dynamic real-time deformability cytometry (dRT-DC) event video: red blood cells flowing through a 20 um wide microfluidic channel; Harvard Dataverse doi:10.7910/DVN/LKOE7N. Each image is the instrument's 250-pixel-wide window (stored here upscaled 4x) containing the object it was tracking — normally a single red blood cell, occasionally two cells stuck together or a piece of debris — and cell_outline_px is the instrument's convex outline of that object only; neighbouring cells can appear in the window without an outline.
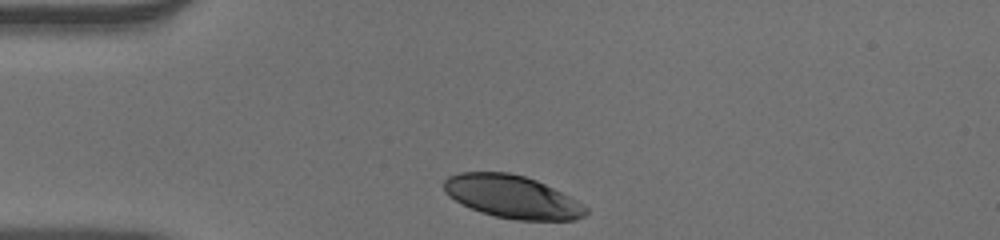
{"species": "human", "species_latin": "Homo sapiens", "temperature_condition": "warm", "stored_images_in_passage": 32, "camera_frame_rate_fps": 3000, "um_per_image_px": 0.085, "donor": {"sex": "male"}, "frame": {"image": 1, "passage_image": 1, "time_ms": 0.0, "image_size_px": [1000, 240], "cell_outline_px": [[588, 212], [584, 216], [576, 220], [516, 220], [496, 216], [480, 212], [448, 196], [444, 192], [444, 180], [448, 176], [460, 172], [508, 172], [524, 176], [536, 180], [584, 204], [588, 208]], "centroid_in_image_um": [43.54, 16.73], "position_along_channel_um": 41.5, "area_um2": 35.2}}
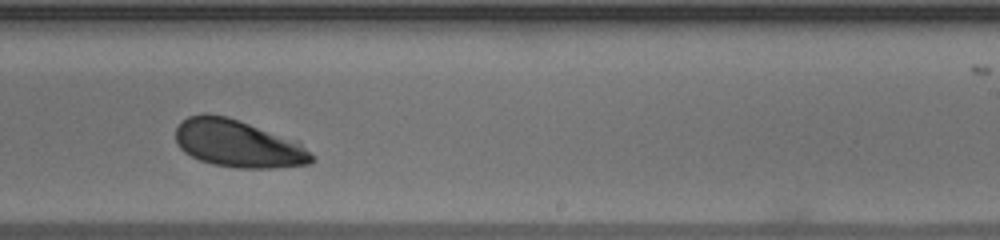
{"frame": {"image": 2, "passage_image": 21, "time_ms": 6.667, "image_size_px": [1000, 240], "cell_outline_px": [[316, 160], [308, 164], [276, 168], [236, 168], [212, 164], [200, 160], [184, 152], [176, 144], [176, 128], [188, 116], [204, 112], [228, 116], [296, 140]], "centroid_in_image_um": [20.2, 12.2], "position_along_channel_um": 268.8, "area_um2": 37.63}}
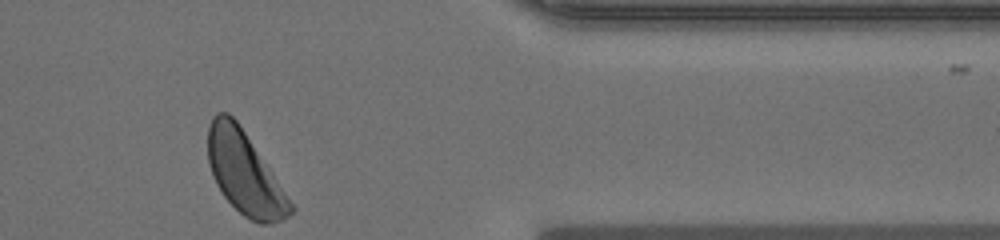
{"frame": {"image": 3, "passage_image": 32, "time_ms": 10.333, "image_size_px": [1000, 240], "cell_outline_px": [[296, 208], [284, 220], [272, 224], [260, 224], [244, 216], [224, 196], [216, 184], [208, 160], [208, 128], [212, 116], [216, 112], [228, 112], [236, 120], [272, 172]], "centroid_in_image_um": [20.8, 14.72], "position_along_channel_um": 390.6, "area_um2": 39.19}, "authors_computed_cell_mechanics": {"area_um2": 37.8879, "velocity_mm_per_s": 3.8643, "shape_relaxation_time_tau1_ms": 2.1326, "shape_relaxation_time_tau2_ms": null, "deformation_change_tau1": 0.114, "deformation_change_tau2": null}}